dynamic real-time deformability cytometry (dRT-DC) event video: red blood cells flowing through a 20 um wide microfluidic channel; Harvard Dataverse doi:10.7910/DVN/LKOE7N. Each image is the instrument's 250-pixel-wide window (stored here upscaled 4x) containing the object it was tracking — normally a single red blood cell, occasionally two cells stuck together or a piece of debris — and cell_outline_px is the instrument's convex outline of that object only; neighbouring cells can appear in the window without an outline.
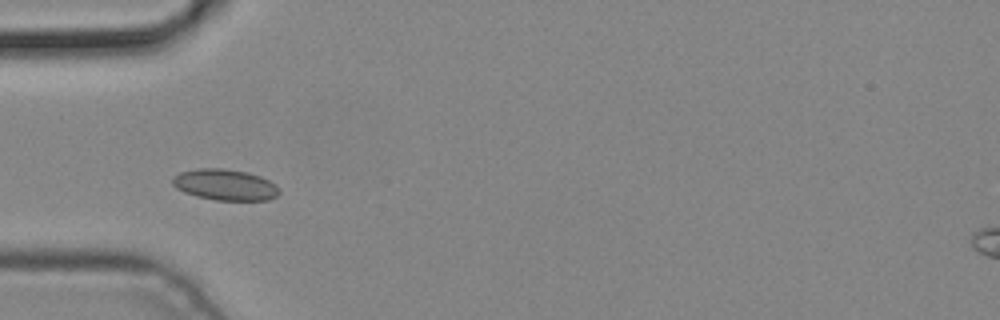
{"species": "common noctule bat (a hibernating species)", "species_latin": "Nyctalus noctula", "temperature_condition": "cold", "stored_images_in_passage": 3, "camera_frame_rate_fps": 3000, "um_per_image_px": 0.085, "animal": {"sex": "male", "body_mass_g": 19.2, "forearm_length_mm": 51.8}, "frame": {"image": 1, "passage_image": 3, "time_ms": 0.667, "image_size_px": [1000, 320], "cell_outline_px": [[280, 192], [276, 196], [268, 200], [216, 200], [196, 196], [184, 192], [176, 188], [172, 184], [172, 176], [180, 172], [200, 168], [220, 168], [248, 172], [260, 176], [276, 184], [280, 188]], "centroid_in_image_um": [19.13, 15.7], "position_along_channel_um": 65.9, "area_um2": 19.42}}